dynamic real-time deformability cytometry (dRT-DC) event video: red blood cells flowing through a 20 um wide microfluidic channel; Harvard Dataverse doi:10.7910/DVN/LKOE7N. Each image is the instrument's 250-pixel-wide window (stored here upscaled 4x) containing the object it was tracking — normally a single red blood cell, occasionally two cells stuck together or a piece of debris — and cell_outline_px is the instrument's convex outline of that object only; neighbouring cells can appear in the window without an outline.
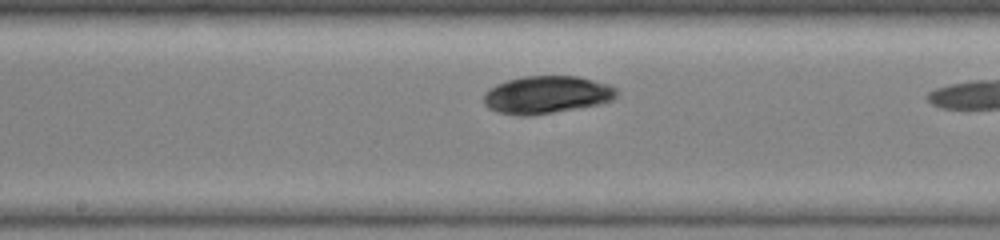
{"species": "common noctule bat (a hibernating species)", "species_latin": "Nyctalus noctula", "temperature_condition": "warm", "stored_images_in_passage": 21, "camera_frame_rate_fps": 3000, "um_per_image_px": 0.085, "animal": {"sex": "female", "body_mass_g": 19.0, "forearm_length_mm": 51.5}, "frame": {"image": 1, "passage_image": 10, "time_ms": 3.0, "image_size_px": [1000, 240], "cell_outline_px": [[616, 96], [612, 100], [600, 104], [532, 116], [520, 116], [496, 112], [488, 108], [484, 104], [484, 92], [488, 88], [496, 84], [508, 80], [524, 76], [576, 76], [608, 84], [616, 88]], "centroid_in_image_um": [46.42, 8.06], "position_along_channel_um": 201.8, "area_um2": 29.25}}
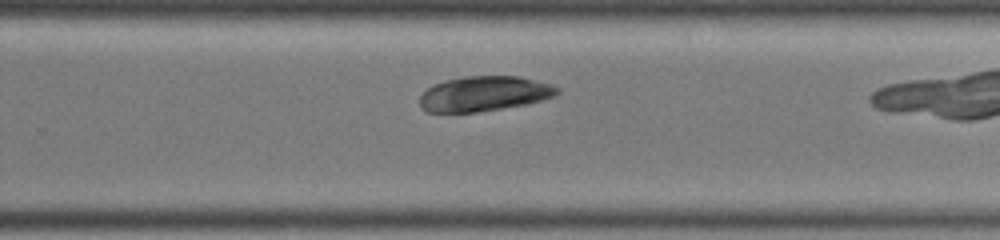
{"frame": {"image": 2, "passage_image": 15, "time_ms": 4.667, "image_size_px": [1000, 240], "cell_outline_px": [[560, 92], [556, 96], [528, 104], [476, 112], [428, 112], [420, 108], [420, 96], [428, 88], [444, 80], [464, 76], [520, 76], [548, 84], [560, 88]], "centroid_in_image_um": [41.16, 7.97], "position_along_channel_um": 288.6, "area_um2": 28.03}}